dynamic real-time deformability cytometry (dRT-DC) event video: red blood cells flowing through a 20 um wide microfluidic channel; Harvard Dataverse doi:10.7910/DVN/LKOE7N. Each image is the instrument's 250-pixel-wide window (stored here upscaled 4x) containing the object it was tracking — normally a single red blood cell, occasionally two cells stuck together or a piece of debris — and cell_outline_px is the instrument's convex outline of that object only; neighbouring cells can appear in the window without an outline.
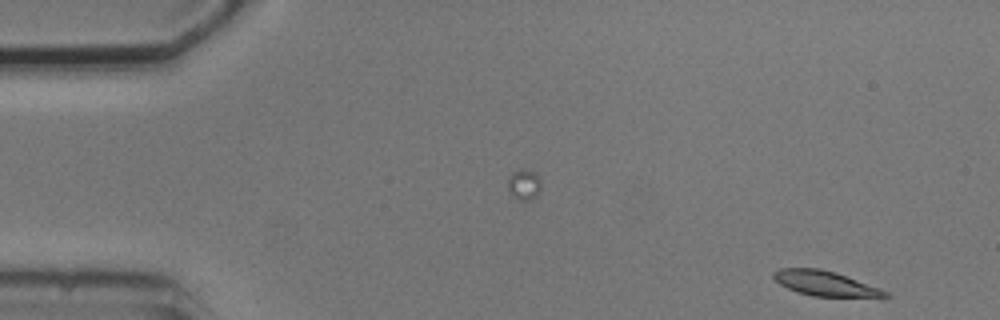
{"species": "common noctule bat (a hibernating species)", "species_latin": "Nyctalus noctula", "temperature_condition": "cold", "stored_images_in_passage": 2, "camera_frame_rate_fps": 3000, "um_per_image_px": 0.085, "animal": {"sex": "male", "body_mass_g": 20.5, "forearm_length_mm": 52.5}, "frame": {"image": 1, "passage_image": 2, "time_ms": 1.0, "image_size_px": [1000, 320], "cell_outline_px": [[892, 296], [812, 296], [796, 292], [780, 284], [772, 276], [772, 272], [780, 268], [820, 268], [836, 272], [880, 288], [888, 292]], "centroid_in_image_um": [70.08, 24.07], "position_along_channel_um": 14.9, "area_um2": 16.01}}